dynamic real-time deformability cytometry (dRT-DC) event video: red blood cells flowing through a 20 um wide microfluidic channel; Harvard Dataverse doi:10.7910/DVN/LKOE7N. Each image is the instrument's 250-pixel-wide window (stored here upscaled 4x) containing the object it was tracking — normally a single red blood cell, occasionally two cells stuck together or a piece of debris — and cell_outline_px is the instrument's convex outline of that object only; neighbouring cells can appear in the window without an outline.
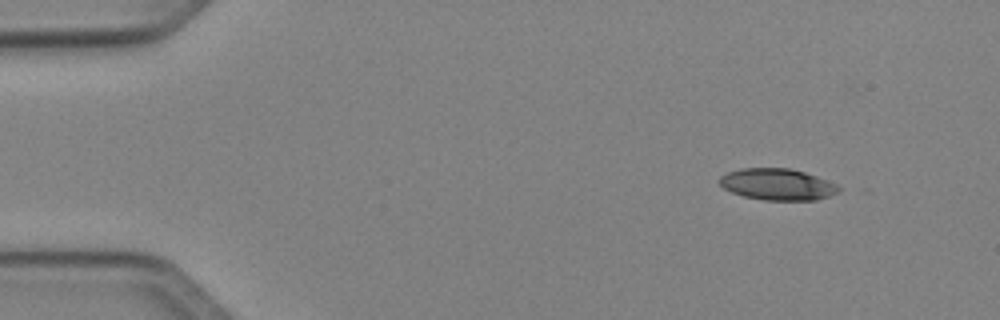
{"species": "Egyptian fruit bat (a non-hibernating species)", "species_latin": "Rousettus aegyptiacus", "temperature_condition": "cold", "stored_images_in_passage": 4, "camera_frame_rate_fps": 3000, "um_per_image_px": 0.085, "animal": {"sex": "female"}, "frame": {"image": 1, "passage_image": 1, "time_ms": 0.0, "image_size_px": [1000, 320], "cell_outline_px": [[840, 192], [816, 200], [764, 200], [744, 196], [732, 192], [724, 188], [716, 180], [720, 176], [728, 172], [740, 168], [788, 168], [804, 172], [828, 180], [836, 184], [840, 188]], "centroid_in_image_um": [66.07, 15.67], "position_along_channel_um": 18.9, "area_um2": 21.91}}
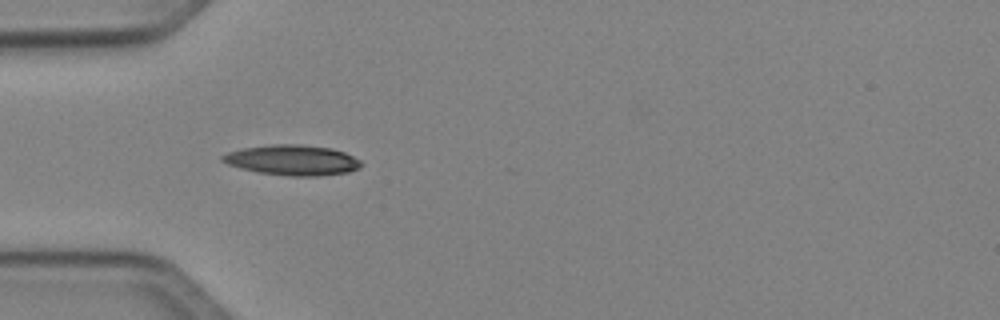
{"frame": {"image": 2, "passage_image": 3, "time_ms": 3.333, "image_size_px": [1000, 320], "cell_outline_px": [[364, 164], [360, 168], [348, 172], [316, 176], [288, 176], [260, 172], [240, 168], [228, 164], [220, 160], [220, 156], [228, 152], [240, 148], [272, 144], [300, 144], [332, 148], [344, 152], [360, 160]], "centroid_in_image_um": [24.85, 13.6], "position_along_channel_um": 60.1, "area_um2": 24.62}}
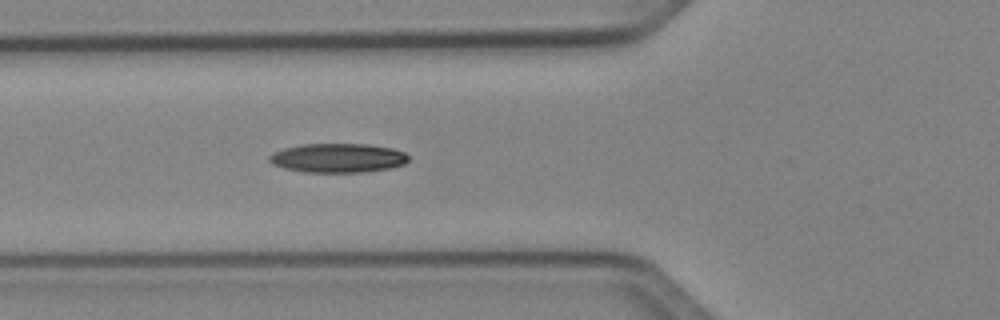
{"frame": {"image": 3, "passage_image": 4, "time_ms": 4.333, "image_size_px": [1000, 320], "cell_outline_px": [[408, 160], [404, 164], [392, 168], [364, 172], [304, 172], [284, 168], [272, 164], [268, 160], [268, 156], [272, 152], [284, 148], [304, 144], [368, 144], [392, 148], [404, 152], [408, 156]], "centroid_in_image_um": [28.71, 13.43], "position_along_channel_um": 97.1, "area_um2": 23.76}}